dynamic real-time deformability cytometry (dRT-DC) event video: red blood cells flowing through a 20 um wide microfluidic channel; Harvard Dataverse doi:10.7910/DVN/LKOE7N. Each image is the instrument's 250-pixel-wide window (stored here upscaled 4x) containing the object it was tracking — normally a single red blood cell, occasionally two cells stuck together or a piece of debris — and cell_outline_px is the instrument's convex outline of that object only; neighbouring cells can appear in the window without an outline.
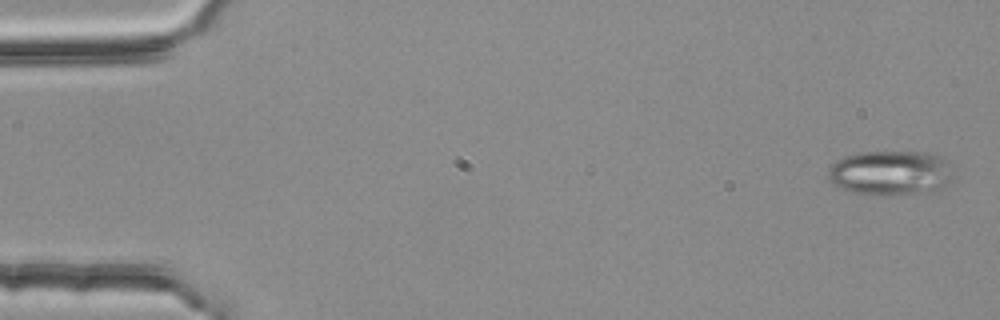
{"species": "common noctule bat (a hibernating species)", "species_latin": "Nyctalus noctula", "temperature_condition": "room temperature", "stored_images_in_passage": 2, "camera_frame_rate_fps": 3000, "um_per_image_px": 0.085, "animal": {"sex": "female", "body_mass_g": 25.1}, "frame": {"image": 1, "passage_image": 2, "time_ms": 0.333, "image_size_px": [1000, 320], "cell_outline_px": [[952, 180], [936, 192], [852, 192], [840, 188], [832, 184], [828, 176], [828, 168], [836, 160], [844, 156], [856, 152], [928, 152], [940, 156], [948, 160]], "centroid_in_image_um": [75.69, 14.64], "position_along_channel_um": 9.3, "area_um2": 32.02}}